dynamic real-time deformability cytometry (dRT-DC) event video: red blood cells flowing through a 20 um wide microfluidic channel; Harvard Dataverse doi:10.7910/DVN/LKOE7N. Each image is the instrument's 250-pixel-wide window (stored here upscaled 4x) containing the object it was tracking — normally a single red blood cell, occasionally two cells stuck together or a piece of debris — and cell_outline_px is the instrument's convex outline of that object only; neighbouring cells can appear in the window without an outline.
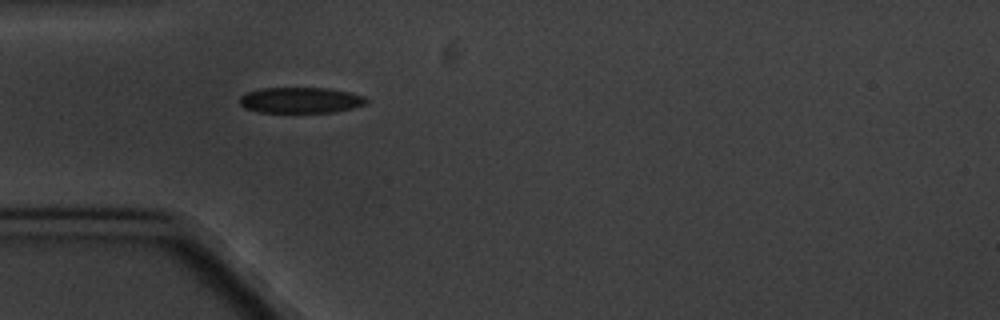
{"species": "common noctule bat (a hibernating species)", "species_latin": "Nyctalus noctula", "temperature_condition": "cold", "stored_images_in_passage": 1, "camera_frame_rate_fps": 3000, "um_per_image_px": 0.085, "animal": {"sex": "male", "body_mass_g": 20.1, "forearm_length_mm": 53.5}, "frame": {"image": 1, "passage_image": 1, "time_ms": 0.0, "image_size_px": [1000, 320], "cell_outline_px": [[368, 104], [336, 112], [260, 112], [244, 108], [240, 104], [240, 96], [248, 92], [260, 88], [328, 88], [348, 92], [364, 96], [368, 100]], "centroid_in_image_um": [25.57, 8.52], "position_along_channel_um": 59.4, "area_um2": 19.07}}